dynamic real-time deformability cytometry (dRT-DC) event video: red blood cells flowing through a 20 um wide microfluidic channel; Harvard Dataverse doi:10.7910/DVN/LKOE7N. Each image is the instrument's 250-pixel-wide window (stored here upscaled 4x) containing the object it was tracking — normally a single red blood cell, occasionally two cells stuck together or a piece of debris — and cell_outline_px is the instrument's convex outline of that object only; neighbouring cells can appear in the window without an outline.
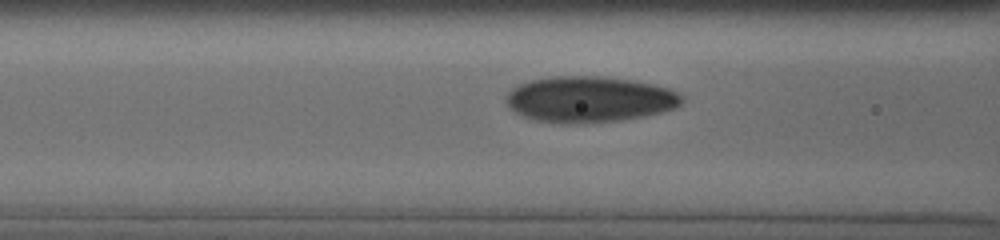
{"species": "human", "species_latin": "Homo sapiens", "temperature_condition": "cold", "stored_images_in_passage": 61, "camera_frame_rate_fps": 3000, "um_per_image_px": 0.085, "donor": {"sex": "male"}, "frame": {"image": 1, "passage_image": 18, "time_ms": 4.667, "image_size_px": [1000, 240], "cell_outline_px": [[684, 100], [676, 108], [644, 116], [620, 120], [580, 124], [568, 124], [536, 120], [524, 116], [516, 112], [504, 100], [508, 92], [512, 88], [528, 80], [552, 76], [604, 76], [632, 80], [652, 84], [668, 88], [684, 96]], "centroid_in_image_um": [50.1, 8.44], "position_along_channel_um": 116.5, "area_um2": 47.22}}
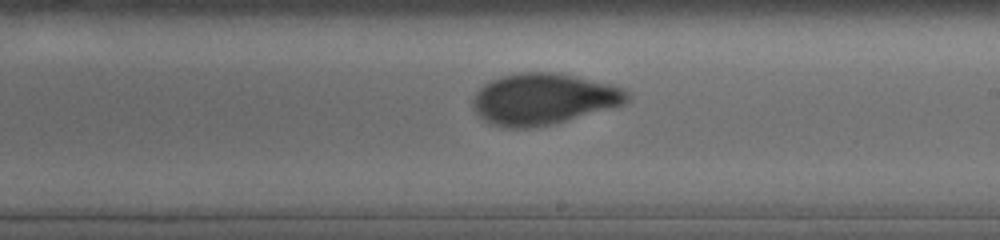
{"frame": {"image": 2, "passage_image": 34, "time_ms": 8.0, "image_size_px": [1000, 240], "cell_outline_px": [[632, 96], [624, 104], [612, 108], [552, 124], [536, 128], [504, 128], [492, 124], [484, 120], [472, 108], [472, 96], [484, 84], [500, 76], [520, 72], [556, 72], [612, 84], [624, 88]], "centroid_in_image_um": [46.19, 8.42], "position_along_channel_um": 242.8, "area_um2": 46.47}}
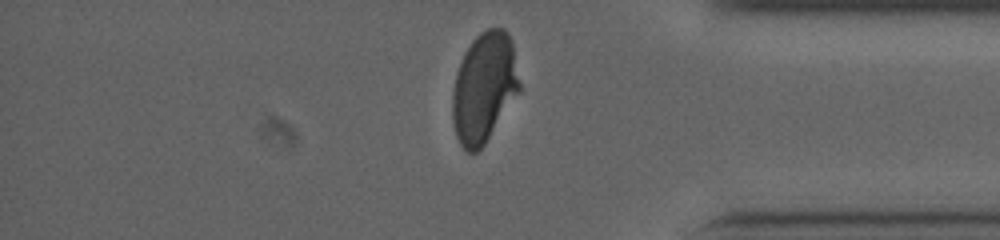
{"frame": {"image": 3, "passage_image": 54, "time_ms": 12.333, "image_size_px": [1000, 240], "cell_outline_px": [[520, 92], [484, 144], [476, 152], [468, 152], [460, 144], [456, 136], [452, 120], [452, 92], [456, 72], [464, 52], [472, 40], [480, 32], [488, 28], [504, 28], [508, 32], [512, 40], [520, 84]], "centroid_in_image_um": [41.14, 7.42], "position_along_channel_um": 394.1, "area_um2": 43.18}, "authors_computed_cell_mechanics": {"area_um2": 44.217, "velocity_mm_per_s": 3.7802, "shape_relaxation_time_tau1_ms": 5.9639, "shape_relaxation_time_tau2_ms": 0.8496, "deformation_change_tau1": 0.1845, "deformation_change_tau2": 0.0515}}